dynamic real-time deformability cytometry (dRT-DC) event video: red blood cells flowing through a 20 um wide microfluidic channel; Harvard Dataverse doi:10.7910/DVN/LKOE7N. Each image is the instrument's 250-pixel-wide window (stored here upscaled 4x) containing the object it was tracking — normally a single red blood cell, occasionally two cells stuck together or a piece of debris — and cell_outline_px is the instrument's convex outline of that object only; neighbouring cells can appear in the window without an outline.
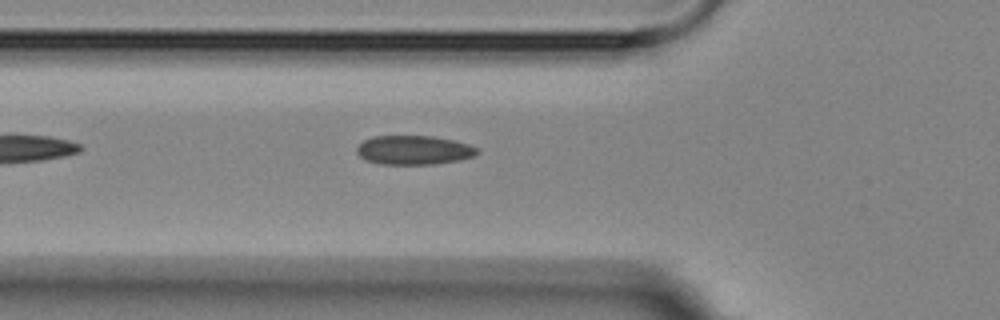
{"species": "Egyptian fruit bat (a non-hibernating species)", "species_latin": "Rousettus aegyptiacus", "temperature_condition": "room temperature", "stored_images_in_passage": 4, "camera_frame_rate_fps": 3000, "um_per_image_px": 0.085, "animal": {"sex": "female"}, "frame": {"image": 1, "passage_image": 4, "time_ms": 5.667, "image_size_px": [1000, 320], "cell_outline_px": [[480, 152], [472, 156], [460, 160], [436, 164], [380, 164], [364, 160], [356, 152], [356, 148], [364, 140], [372, 136], [432, 136], [452, 140], [468, 144], [480, 148]], "centroid_in_image_um": [35.17, 12.76], "position_along_channel_um": 90.6, "area_um2": 20.52}}